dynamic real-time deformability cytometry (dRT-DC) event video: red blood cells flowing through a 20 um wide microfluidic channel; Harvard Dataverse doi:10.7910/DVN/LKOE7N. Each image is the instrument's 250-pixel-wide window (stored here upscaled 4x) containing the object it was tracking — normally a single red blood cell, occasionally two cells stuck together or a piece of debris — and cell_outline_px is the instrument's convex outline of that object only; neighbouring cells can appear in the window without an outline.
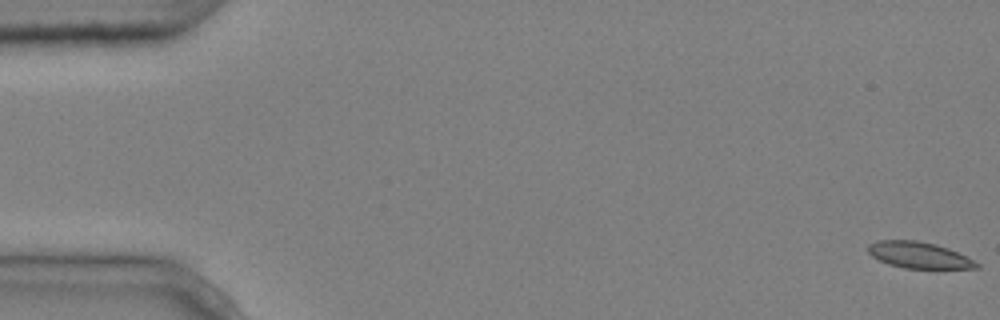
{"species": "common noctule bat (a hibernating species)", "species_latin": "Nyctalus noctula", "temperature_condition": "cold", "stored_images_in_passage": 6, "camera_frame_rate_fps": 3000, "um_per_image_px": 0.085, "animal": {"sex": "male", "body_mass_g": 20.4}, "frame": {"image": 1, "passage_image": 1, "time_ms": 0.0, "image_size_px": [1000, 320], "cell_outline_px": [[980, 268], [936, 272], [904, 268], [888, 264], [872, 256], [868, 252], [868, 244], [880, 240], [916, 240], [936, 244], [948, 248], [980, 264]], "centroid_in_image_um": [78.19, 21.75], "position_along_channel_um": 6.8, "area_um2": 17.51}}
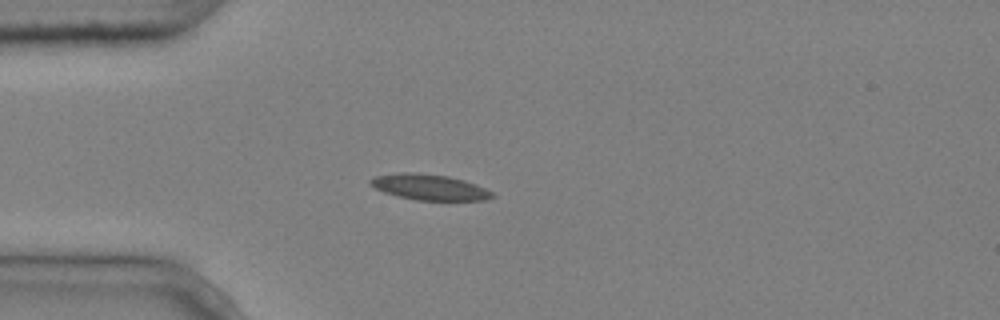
{"frame": {"image": 2, "passage_image": 5, "time_ms": 1.333, "image_size_px": [1000, 320], "cell_outline_px": [[496, 196], [488, 200], [416, 200], [384, 192], [368, 184], [368, 180], [372, 176], [400, 172], [408, 172], [448, 176], [464, 180], [476, 184], [492, 192]], "centroid_in_image_um": [36.48, 15.9], "position_along_channel_um": 48.5, "area_um2": 18.26}}